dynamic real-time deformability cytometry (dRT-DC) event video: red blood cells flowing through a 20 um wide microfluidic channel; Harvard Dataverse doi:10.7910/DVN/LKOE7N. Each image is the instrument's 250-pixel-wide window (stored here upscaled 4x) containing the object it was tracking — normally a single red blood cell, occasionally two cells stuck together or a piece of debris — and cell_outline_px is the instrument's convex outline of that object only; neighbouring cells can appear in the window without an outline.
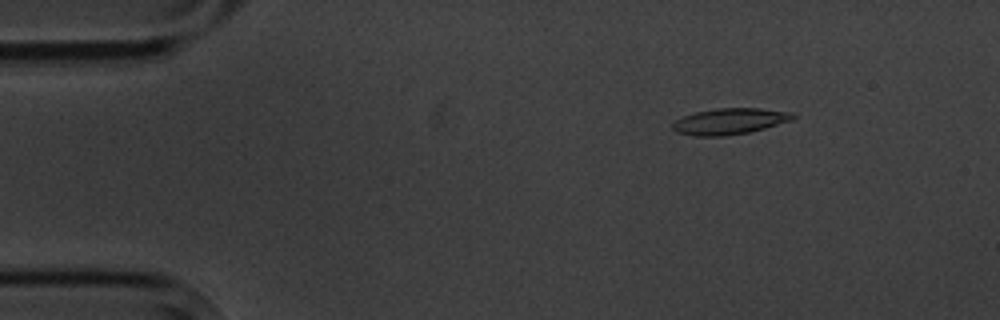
{"species": "common noctule bat (a hibernating species)", "species_latin": "Nyctalus noctula", "temperature_condition": "cold", "stored_images_in_passage": 9, "camera_frame_rate_fps": 3000, "um_per_image_px": 0.085, "animal": {"sex": "male", "body_mass_g": 20.1, "forearm_length_mm": 53.5}, "frame": {"image": 1, "passage_image": 3, "time_ms": 2.333, "image_size_px": [1000, 320], "cell_outline_px": [[796, 116], [792, 120], [764, 128], [748, 132], [724, 136], [696, 136], [676, 132], [672, 128], [672, 124], [676, 120], [684, 116], [696, 112], [716, 108], [760, 108], [792, 112]], "centroid_in_image_um": [62.02, 10.31], "position_along_channel_um": 23.0, "area_um2": 18.21}}
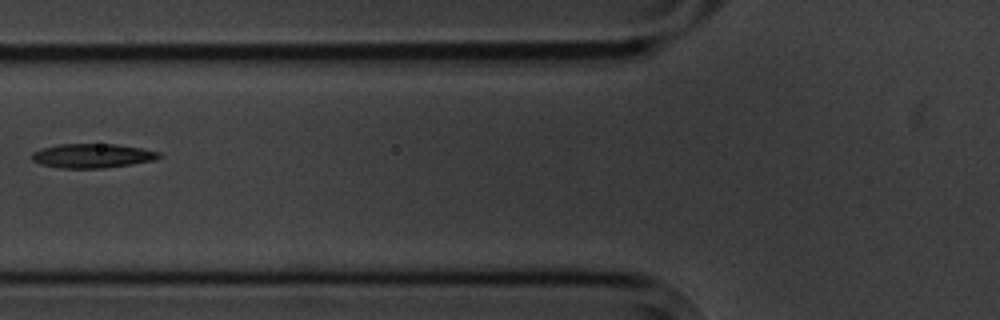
{"frame": {"image": 2, "passage_image": 7, "time_ms": 7.0, "image_size_px": [1000, 320], "cell_outline_px": [[160, 156], [156, 160], [132, 164], [104, 168], [60, 168], [40, 164], [32, 160], [32, 152], [40, 148], [60, 144], [116, 144], [140, 148], [160, 152]], "centroid_in_image_um": [7.83, 13.24], "position_along_channel_um": 118.0, "area_um2": 17.98}}
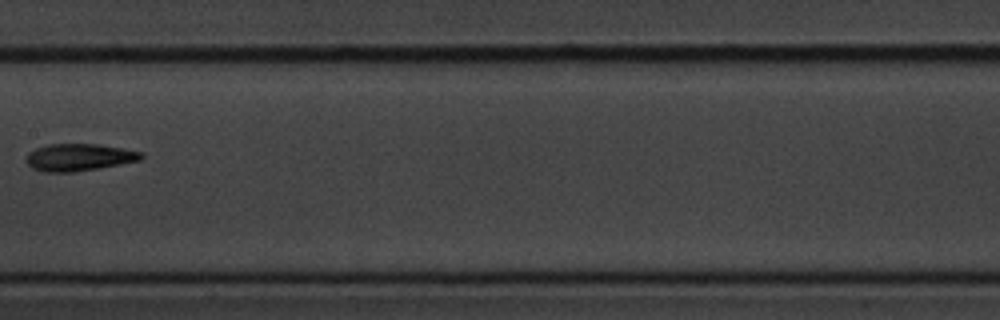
{"frame": {"image": 3, "passage_image": 9, "time_ms": 9.333, "image_size_px": [1000, 320], "cell_outline_px": [[144, 156], [140, 160], [100, 168], [76, 172], [44, 172], [32, 168], [24, 160], [24, 156], [28, 152], [36, 148], [48, 144], [100, 144], [124, 148], [144, 152]], "centroid_in_image_um": [6.7, 13.37], "position_along_channel_um": 200.7, "area_um2": 18.55}}